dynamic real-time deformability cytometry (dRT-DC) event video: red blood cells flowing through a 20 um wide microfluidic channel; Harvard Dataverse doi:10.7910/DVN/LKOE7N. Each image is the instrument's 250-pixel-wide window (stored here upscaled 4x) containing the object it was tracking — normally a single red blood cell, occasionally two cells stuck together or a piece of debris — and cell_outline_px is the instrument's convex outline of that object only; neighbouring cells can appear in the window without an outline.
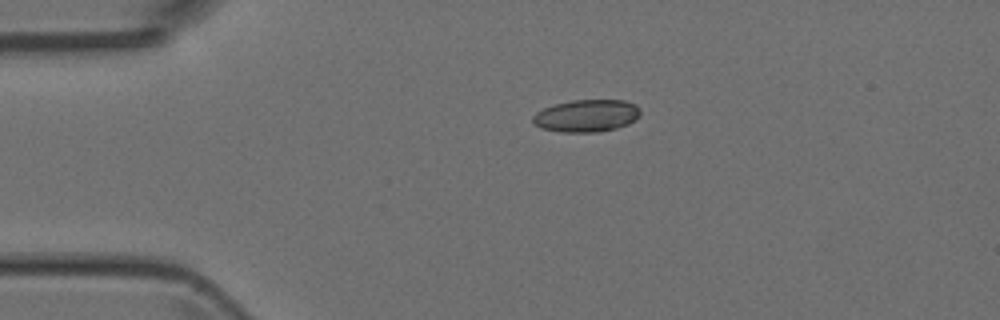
{"species": "Egyptian fruit bat (a non-hibernating species)", "species_latin": "Rousettus aegyptiacus", "temperature_condition": "room temperature", "stored_images_in_passage": 2, "camera_frame_rate_fps": 3000, "um_per_image_px": 0.085, "animal": {"sex": "female"}, "frame": {"image": 1, "passage_image": 1, "time_ms": 0.0, "image_size_px": [1000, 320], "cell_outline_px": [[640, 116], [636, 120], [628, 124], [616, 128], [596, 132], [560, 132], [540, 128], [532, 124], [532, 116], [536, 112], [544, 108], [556, 104], [572, 100], [624, 100], [636, 104], [640, 108]], "centroid_in_image_um": [49.85, 9.84], "position_along_channel_um": 35.1, "area_um2": 20.46}}